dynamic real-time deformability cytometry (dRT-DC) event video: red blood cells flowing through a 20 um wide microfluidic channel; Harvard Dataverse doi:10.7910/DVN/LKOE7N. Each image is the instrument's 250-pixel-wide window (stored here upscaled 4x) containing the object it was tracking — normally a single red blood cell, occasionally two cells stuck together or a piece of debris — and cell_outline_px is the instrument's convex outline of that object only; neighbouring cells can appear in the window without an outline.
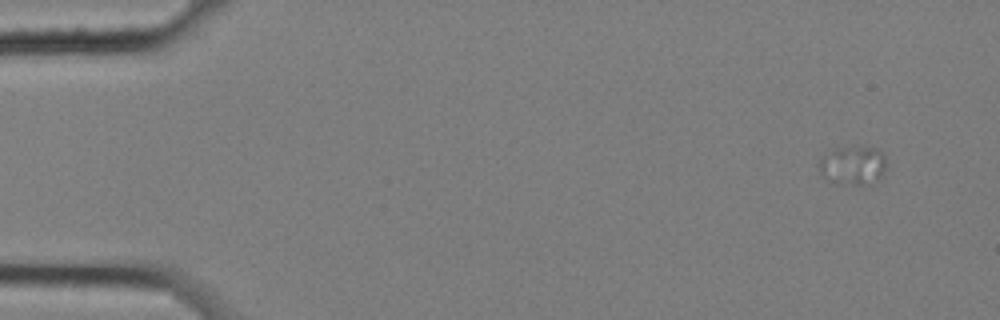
{"species": "common noctule bat (a hibernating species)", "species_latin": "Nyctalus noctula", "temperature_condition": "cold", "stored_images_in_passage": 6, "camera_frame_rate_fps": 3000, "um_per_image_px": 0.085, "animal": {"sex": "female", "body_mass_g": 25.1}, "frame": {"image": 1, "passage_image": 2, "time_ms": 0.333, "image_size_px": [1000, 320], "cell_outline_px": [[884, 168], [880, 176], [860, 184], [852, 184], [820, 172], [820, 160], [824, 156], [836, 148], [872, 148], [880, 152], [884, 156]], "centroid_in_image_um": [72.52, 13.99], "position_along_channel_um": 12.5, "area_um2": 13.41}}